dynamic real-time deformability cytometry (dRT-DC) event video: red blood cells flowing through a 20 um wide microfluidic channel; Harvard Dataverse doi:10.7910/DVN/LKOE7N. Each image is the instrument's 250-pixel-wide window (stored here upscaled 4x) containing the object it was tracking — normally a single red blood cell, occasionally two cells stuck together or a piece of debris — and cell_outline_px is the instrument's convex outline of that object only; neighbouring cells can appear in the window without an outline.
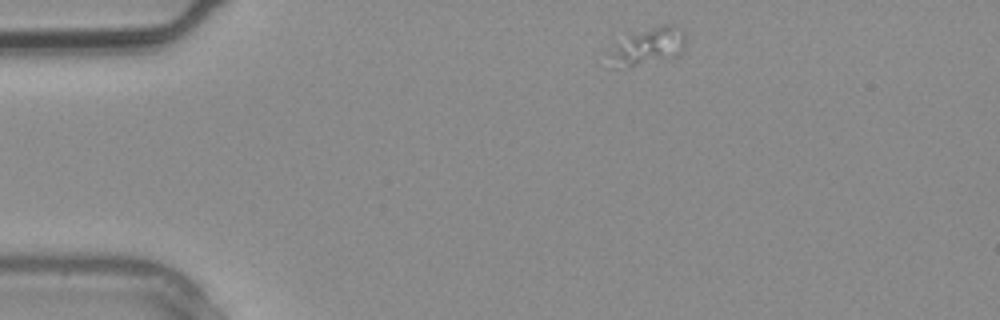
{"species": "common noctule bat (a hibernating species)", "species_latin": "Nyctalus noctula", "temperature_condition": "warm", "stored_images_in_passage": 3, "camera_frame_rate_fps": 3000, "um_per_image_px": 0.085, "animal": {"sex": "male", "body_mass_g": 20.4}, "frame": {"image": 1, "passage_image": 1, "time_ms": 0.0, "image_size_px": [1000, 320], "cell_outline_px": [[684, 44], [680, 52], [676, 56], [668, 60], [636, 64], [628, 64], [612, 56], [632, 36], [652, 28], [664, 24], [672, 24], [684, 36]], "centroid_in_image_um": [55.42, 3.89], "position_along_channel_um": 29.6, "area_um2": 13.76}}